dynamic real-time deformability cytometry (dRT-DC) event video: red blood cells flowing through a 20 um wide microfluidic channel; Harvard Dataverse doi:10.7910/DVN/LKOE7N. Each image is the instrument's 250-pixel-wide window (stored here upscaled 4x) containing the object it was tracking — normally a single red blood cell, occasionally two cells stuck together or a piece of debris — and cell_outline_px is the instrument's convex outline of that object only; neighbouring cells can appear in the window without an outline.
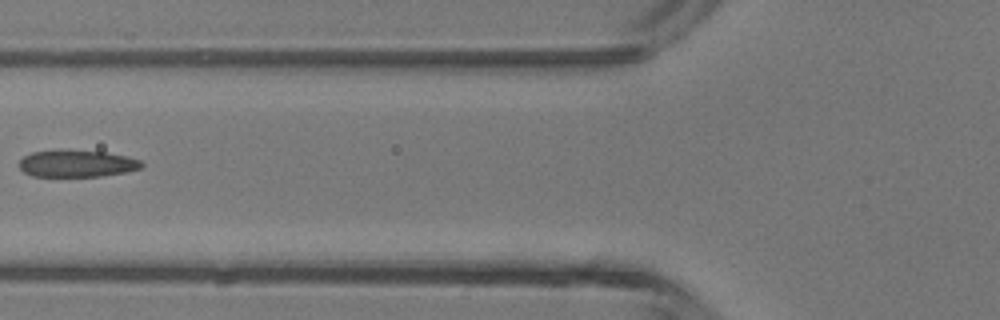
{"species": "common noctule bat (a hibernating species)", "species_latin": "Nyctalus noctula", "temperature_condition": "room temperature", "stored_images_in_passage": 4, "camera_frame_rate_fps": 3000, "um_per_image_px": 0.085, "animal": {"sex": "male", "body_mass_g": 13.3}, "frame": {"image": 1, "passage_image": 4, "time_ms": 1.0, "image_size_px": [1000, 320], "cell_outline_px": [[144, 164], [140, 168], [124, 172], [100, 176], [32, 176], [24, 172], [20, 168], [20, 160], [24, 156], [32, 152], [60, 148], [68, 148], [104, 152], [128, 156], [140, 160]], "centroid_in_image_um": [6.51, 13.87], "position_along_channel_um": 119.3, "area_um2": 19.59}}